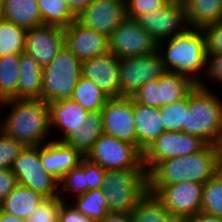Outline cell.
<instances>
[{
	"label": "cell",
	"mask_w": 222,
	"mask_h": 222,
	"mask_svg": "<svg viewBox=\"0 0 222 222\" xmlns=\"http://www.w3.org/2000/svg\"><path fill=\"white\" fill-rule=\"evenodd\" d=\"M8 108L6 118L0 117V130L25 146L42 145L51 138L49 104L40 99H9L0 102ZM1 115V114H0ZM2 120V121H1Z\"/></svg>",
	"instance_id": "obj_1"
},
{
	"label": "cell",
	"mask_w": 222,
	"mask_h": 222,
	"mask_svg": "<svg viewBox=\"0 0 222 222\" xmlns=\"http://www.w3.org/2000/svg\"><path fill=\"white\" fill-rule=\"evenodd\" d=\"M165 42L167 45H163ZM157 50L166 70L187 76L201 87L206 86L207 80L202 74L206 73V37L202 28L189 27L186 31L159 42Z\"/></svg>",
	"instance_id": "obj_2"
},
{
	"label": "cell",
	"mask_w": 222,
	"mask_h": 222,
	"mask_svg": "<svg viewBox=\"0 0 222 222\" xmlns=\"http://www.w3.org/2000/svg\"><path fill=\"white\" fill-rule=\"evenodd\" d=\"M221 167L214 144H207L197 153L158 162L148 172V185H173L189 181L205 184Z\"/></svg>",
	"instance_id": "obj_3"
},
{
	"label": "cell",
	"mask_w": 222,
	"mask_h": 222,
	"mask_svg": "<svg viewBox=\"0 0 222 222\" xmlns=\"http://www.w3.org/2000/svg\"><path fill=\"white\" fill-rule=\"evenodd\" d=\"M183 132L201 137L208 144H215L222 129V99L208 86L196 87L188 95Z\"/></svg>",
	"instance_id": "obj_4"
},
{
	"label": "cell",
	"mask_w": 222,
	"mask_h": 222,
	"mask_svg": "<svg viewBox=\"0 0 222 222\" xmlns=\"http://www.w3.org/2000/svg\"><path fill=\"white\" fill-rule=\"evenodd\" d=\"M102 189L108 212H131L148 192V173L144 168L105 170Z\"/></svg>",
	"instance_id": "obj_5"
},
{
	"label": "cell",
	"mask_w": 222,
	"mask_h": 222,
	"mask_svg": "<svg viewBox=\"0 0 222 222\" xmlns=\"http://www.w3.org/2000/svg\"><path fill=\"white\" fill-rule=\"evenodd\" d=\"M82 76V62L64 45L56 57L43 67L40 100L47 103L69 100Z\"/></svg>",
	"instance_id": "obj_6"
},
{
	"label": "cell",
	"mask_w": 222,
	"mask_h": 222,
	"mask_svg": "<svg viewBox=\"0 0 222 222\" xmlns=\"http://www.w3.org/2000/svg\"><path fill=\"white\" fill-rule=\"evenodd\" d=\"M18 185L32 189L45 198L59 197V180L46 172L40 159V145L26 146L11 168Z\"/></svg>",
	"instance_id": "obj_7"
},
{
	"label": "cell",
	"mask_w": 222,
	"mask_h": 222,
	"mask_svg": "<svg viewBox=\"0 0 222 222\" xmlns=\"http://www.w3.org/2000/svg\"><path fill=\"white\" fill-rule=\"evenodd\" d=\"M85 158L103 169L144 168L143 153L129 142L103 134Z\"/></svg>",
	"instance_id": "obj_8"
},
{
	"label": "cell",
	"mask_w": 222,
	"mask_h": 222,
	"mask_svg": "<svg viewBox=\"0 0 222 222\" xmlns=\"http://www.w3.org/2000/svg\"><path fill=\"white\" fill-rule=\"evenodd\" d=\"M203 185L184 181L173 185H148L162 205L174 216L186 222L201 212Z\"/></svg>",
	"instance_id": "obj_9"
},
{
	"label": "cell",
	"mask_w": 222,
	"mask_h": 222,
	"mask_svg": "<svg viewBox=\"0 0 222 222\" xmlns=\"http://www.w3.org/2000/svg\"><path fill=\"white\" fill-rule=\"evenodd\" d=\"M207 144L197 135L165 131L143 152V167L148 173L160 161L197 153Z\"/></svg>",
	"instance_id": "obj_10"
},
{
	"label": "cell",
	"mask_w": 222,
	"mask_h": 222,
	"mask_svg": "<svg viewBox=\"0 0 222 222\" xmlns=\"http://www.w3.org/2000/svg\"><path fill=\"white\" fill-rule=\"evenodd\" d=\"M167 70L157 51L119 59L120 97H132L146 83L159 79Z\"/></svg>",
	"instance_id": "obj_11"
},
{
	"label": "cell",
	"mask_w": 222,
	"mask_h": 222,
	"mask_svg": "<svg viewBox=\"0 0 222 222\" xmlns=\"http://www.w3.org/2000/svg\"><path fill=\"white\" fill-rule=\"evenodd\" d=\"M135 20L157 43L172 38L189 28L183 0L169 1L164 7L141 14Z\"/></svg>",
	"instance_id": "obj_12"
},
{
	"label": "cell",
	"mask_w": 222,
	"mask_h": 222,
	"mask_svg": "<svg viewBox=\"0 0 222 222\" xmlns=\"http://www.w3.org/2000/svg\"><path fill=\"white\" fill-rule=\"evenodd\" d=\"M109 52L120 58L136 57L157 51V41L135 20L126 18L111 33Z\"/></svg>",
	"instance_id": "obj_13"
},
{
	"label": "cell",
	"mask_w": 222,
	"mask_h": 222,
	"mask_svg": "<svg viewBox=\"0 0 222 222\" xmlns=\"http://www.w3.org/2000/svg\"><path fill=\"white\" fill-rule=\"evenodd\" d=\"M104 134L137 147L132 97H112L101 110Z\"/></svg>",
	"instance_id": "obj_14"
},
{
	"label": "cell",
	"mask_w": 222,
	"mask_h": 222,
	"mask_svg": "<svg viewBox=\"0 0 222 222\" xmlns=\"http://www.w3.org/2000/svg\"><path fill=\"white\" fill-rule=\"evenodd\" d=\"M64 45V28L43 24L27 29L24 53L43 68L56 57Z\"/></svg>",
	"instance_id": "obj_15"
},
{
	"label": "cell",
	"mask_w": 222,
	"mask_h": 222,
	"mask_svg": "<svg viewBox=\"0 0 222 222\" xmlns=\"http://www.w3.org/2000/svg\"><path fill=\"white\" fill-rule=\"evenodd\" d=\"M126 18V2L93 0L78 16L77 21L83 26L109 37Z\"/></svg>",
	"instance_id": "obj_16"
},
{
	"label": "cell",
	"mask_w": 222,
	"mask_h": 222,
	"mask_svg": "<svg viewBox=\"0 0 222 222\" xmlns=\"http://www.w3.org/2000/svg\"><path fill=\"white\" fill-rule=\"evenodd\" d=\"M65 45L81 61L109 52V39L105 34L87 28L77 20L64 29Z\"/></svg>",
	"instance_id": "obj_17"
},
{
	"label": "cell",
	"mask_w": 222,
	"mask_h": 222,
	"mask_svg": "<svg viewBox=\"0 0 222 222\" xmlns=\"http://www.w3.org/2000/svg\"><path fill=\"white\" fill-rule=\"evenodd\" d=\"M82 76L109 98L120 97L119 58L111 52L82 62Z\"/></svg>",
	"instance_id": "obj_18"
},
{
	"label": "cell",
	"mask_w": 222,
	"mask_h": 222,
	"mask_svg": "<svg viewBox=\"0 0 222 222\" xmlns=\"http://www.w3.org/2000/svg\"><path fill=\"white\" fill-rule=\"evenodd\" d=\"M84 157L78 150L63 141L51 139L40 145V159L44 169L58 180L79 165Z\"/></svg>",
	"instance_id": "obj_19"
},
{
	"label": "cell",
	"mask_w": 222,
	"mask_h": 222,
	"mask_svg": "<svg viewBox=\"0 0 222 222\" xmlns=\"http://www.w3.org/2000/svg\"><path fill=\"white\" fill-rule=\"evenodd\" d=\"M48 104L51 132L53 133L56 127L62 130L60 138L52 140L62 141L71 131L81 129L87 119L88 111L72 99L53 101Z\"/></svg>",
	"instance_id": "obj_20"
},
{
	"label": "cell",
	"mask_w": 222,
	"mask_h": 222,
	"mask_svg": "<svg viewBox=\"0 0 222 222\" xmlns=\"http://www.w3.org/2000/svg\"><path fill=\"white\" fill-rule=\"evenodd\" d=\"M134 123L137 136V148L143 153L145 149L163 132L160 109L139 104L133 100Z\"/></svg>",
	"instance_id": "obj_21"
},
{
	"label": "cell",
	"mask_w": 222,
	"mask_h": 222,
	"mask_svg": "<svg viewBox=\"0 0 222 222\" xmlns=\"http://www.w3.org/2000/svg\"><path fill=\"white\" fill-rule=\"evenodd\" d=\"M19 73L16 99H40L43 68L31 56L21 53L19 57Z\"/></svg>",
	"instance_id": "obj_22"
},
{
	"label": "cell",
	"mask_w": 222,
	"mask_h": 222,
	"mask_svg": "<svg viewBox=\"0 0 222 222\" xmlns=\"http://www.w3.org/2000/svg\"><path fill=\"white\" fill-rule=\"evenodd\" d=\"M104 134L101 111L87 112V119L81 129L71 131L62 141L74 147L83 156L90 151L95 142Z\"/></svg>",
	"instance_id": "obj_23"
},
{
	"label": "cell",
	"mask_w": 222,
	"mask_h": 222,
	"mask_svg": "<svg viewBox=\"0 0 222 222\" xmlns=\"http://www.w3.org/2000/svg\"><path fill=\"white\" fill-rule=\"evenodd\" d=\"M45 199L40 193L17 185L10 194L0 202V210L26 220L31 212Z\"/></svg>",
	"instance_id": "obj_24"
},
{
	"label": "cell",
	"mask_w": 222,
	"mask_h": 222,
	"mask_svg": "<svg viewBox=\"0 0 222 222\" xmlns=\"http://www.w3.org/2000/svg\"><path fill=\"white\" fill-rule=\"evenodd\" d=\"M2 18L25 29L43 25L37 0H4Z\"/></svg>",
	"instance_id": "obj_25"
},
{
	"label": "cell",
	"mask_w": 222,
	"mask_h": 222,
	"mask_svg": "<svg viewBox=\"0 0 222 222\" xmlns=\"http://www.w3.org/2000/svg\"><path fill=\"white\" fill-rule=\"evenodd\" d=\"M189 27L203 28L222 19V0H183Z\"/></svg>",
	"instance_id": "obj_26"
},
{
	"label": "cell",
	"mask_w": 222,
	"mask_h": 222,
	"mask_svg": "<svg viewBox=\"0 0 222 222\" xmlns=\"http://www.w3.org/2000/svg\"><path fill=\"white\" fill-rule=\"evenodd\" d=\"M132 222H184L171 214L154 193L147 192L131 211Z\"/></svg>",
	"instance_id": "obj_27"
},
{
	"label": "cell",
	"mask_w": 222,
	"mask_h": 222,
	"mask_svg": "<svg viewBox=\"0 0 222 222\" xmlns=\"http://www.w3.org/2000/svg\"><path fill=\"white\" fill-rule=\"evenodd\" d=\"M196 85L187 76L167 70L159 78L160 108L187 97Z\"/></svg>",
	"instance_id": "obj_28"
},
{
	"label": "cell",
	"mask_w": 222,
	"mask_h": 222,
	"mask_svg": "<svg viewBox=\"0 0 222 222\" xmlns=\"http://www.w3.org/2000/svg\"><path fill=\"white\" fill-rule=\"evenodd\" d=\"M109 97L91 80L81 76L73 90L72 100L88 112H99Z\"/></svg>",
	"instance_id": "obj_29"
},
{
	"label": "cell",
	"mask_w": 222,
	"mask_h": 222,
	"mask_svg": "<svg viewBox=\"0 0 222 222\" xmlns=\"http://www.w3.org/2000/svg\"><path fill=\"white\" fill-rule=\"evenodd\" d=\"M20 54L0 57V102L16 99Z\"/></svg>",
	"instance_id": "obj_30"
},
{
	"label": "cell",
	"mask_w": 222,
	"mask_h": 222,
	"mask_svg": "<svg viewBox=\"0 0 222 222\" xmlns=\"http://www.w3.org/2000/svg\"><path fill=\"white\" fill-rule=\"evenodd\" d=\"M72 199L73 207L95 222L103 219L108 213V204L102 188L86 191Z\"/></svg>",
	"instance_id": "obj_31"
},
{
	"label": "cell",
	"mask_w": 222,
	"mask_h": 222,
	"mask_svg": "<svg viewBox=\"0 0 222 222\" xmlns=\"http://www.w3.org/2000/svg\"><path fill=\"white\" fill-rule=\"evenodd\" d=\"M26 31L24 27L0 18V57L24 53Z\"/></svg>",
	"instance_id": "obj_32"
},
{
	"label": "cell",
	"mask_w": 222,
	"mask_h": 222,
	"mask_svg": "<svg viewBox=\"0 0 222 222\" xmlns=\"http://www.w3.org/2000/svg\"><path fill=\"white\" fill-rule=\"evenodd\" d=\"M43 24L66 28L77 18L66 0H37Z\"/></svg>",
	"instance_id": "obj_33"
},
{
	"label": "cell",
	"mask_w": 222,
	"mask_h": 222,
	"mask_svg": "<svg viewBox=\"0 0 222 222\" xmlns=\"http://www.w3.org/2000/svg\"><path fill=\"white\" fill-rule=\"evenodd\" d=\"M201 212L222 218V169L203 185Z\"/></svg>",
	"instance_id": "obj_34"
},
{
	"label": "cell",
	"mask_w": 222,
	"mask_h": 222,
	"mask_svg": "<svg viewBox=\"0 0 222 222\" xmlns=\"http://www.w3.org/2000/svg\"><path fill=\"white\" fill-rule=\"evenodd\" d=\"M88 191V185L85 180V157L81 163L65 173L59 180V197L63 201H68L67 198H73ZM65 195H64V194ZM70 194V195H69ZM72 195V196H71Z\"/></svg>",
	"instance_id": "obj_35"
},
{
	"label": "cell",
	"mask_w": 222,
	"mask_h": 222,
	"mask_svg": "<svg viewBox=\"0 0 222 222\" xmlns=\"http://www.w3.org/2000/svg\"><path fill=\"white\" fill-rule=\"evenodd\" d=\"M160 119L165 131H183L186 111H188V96L178 102L162 106Z\"/></svg>",
	"instance_id": "obj_36"
},
{
	"label": "cell",
	"mask_w": 222,
	"mask_h": 222,
	"mask_svg": "<svg viewBox=\"0 0 222 222\" xmlns=\"http://www.w3.org/2000/svg\"><path fill=\"white\" fill-rule=\"evenodd\" d=\"M62 202L63 200L60 197L45 198L31 212L26 222H56Z\"/></svg>",
	"instance_id": "obj_37"
},
{
	"label": "cell",
	"mask_w": 222,
	"mask_h": 222,
	"mask_svg": "<svg viewBox=\"0 0 222 222\" xmlns=\"http://www.w3.org/2000/svg\"><path fill=\"white\" fill-rule=\"evenodd\" d=\"M26 146L0 130V169H11L14 160Z\"/></svg>",
	"instance_id": "obj_38"
},
{
	"label": "cell",
	"mask_w": 222,
	"mask_h": 222,
	"mask_svg": "<svg viewBox=\"0 0 222 222\" xmlns=\"http://www.w3.org/2000/svg\"><path fill=\"white\" fill-rule=\"evenodd\" d=\"M132 99L139 104L160 108L159 79L150 81L140 87L133 94Z\"/></svg>",
	"instance_id": "obj_39"
},
{
	"label": "cell",
	"mask_w": 222,
	"mask_h": 222,
	"mask_svg": "<svg viewBox=\"0 0 222 222\" xmlns=\"http://www.w3.org/2000/svg\"><path fill=\"white\" fill-rule=\"evenodd\" d=\"M168 2V0H127L126 15L130 19H136L141 14L164 7Z\"/></svg>",
	"instance_id": "obj_40"
},
{
	"label": "cell",
	"mask_w": 222,
	"mask_h": 222,
	"mask_svg": "<svg viewBox=\"0 0 222 222\" xmlns=\"http://www.w3.org/2000/svg\"><path fill=\"white\" fill-rule=\"evenodd\" d=\"M202 29L206 37L207 55L222 54V19Z\"/></svg>",
	"instance_id": "obj_41"
},
{
	"label": "cell",
	"mask_w": 222,
	"mask_h": 222,
	"mask_svg": "<svg viewBox=\"0 0 222 222\" xmlns=\"http://www.w3.org/2000/svg\"><path fill=\"white\" fill-rule=\"evenodd\" d=\"M104 177L105 169L85 158V180L88 185V191L102 188Z\"/></svg>",
	"instance_id": "obj_42"
},
{
	"label": "cell",
	"mask_w": 222,
	"mask_h": 222,
	"mask_svg": "<svg viewBox=\"0 0 222 222\" xmlns=\"http://www.w3.org/2000/svg\"><path fill=\"white\" fill-rule=\"evenodd\" d=\"M204 77L222 85V54L207 55Z\"/></svg>",
	"instance_id": "obj_43"
},
{
	"label": "cell",
	"mask_w": 222,
	"mask_h": 222,
	"mask_svg": "<svg viewBox=\"0 0 222 222\" xmlns=\"http://www.w3.org/2000/svg\"><path fill=\"white\" fill-rule=\"evenodd\" d=\"M69 201H63L59 212H58V220L60 222H95L91 218H88L84 214L77 211L73 205L68 203Z\"/></svg>",
	"instance_id": "obj_44"
},
{
	"label": "cell",
	"mask_w": 222,
	"mask_h": 222,
	"mask_svg": "<svg viewBox=\"0 0 222 222\" xmlns=\"http://www.w3.org/2000/svg\"><path fill=\"white\" fill-rule=\"evenodd\" d=\"M18 185L17 177L11 169H0V202Z\"/></svg>",
	"instance_id": "obj_45"
},
{
	"label": "cell",
	"mask_w": 222,
	"mask_h": 222,
	"mask_svg": "<svg viewBox=\"0 0 222 222\" xmlns=\"http://www.w3.org/2000/svg\"><path fill=\"white\" fill-rule=\"evenodd\" d=\"M97 222H132L131 212H108L107 215Z\"/></svg>",
	"instance_id": "obj_46"
},
{
	"label": "cell",
	"mask_w": 222,
	"mask_h": 222,
	"mask_svg": "<svg viewBox=\"0 0 222 222\" xmlns=\"http://www.w3.org/2000/svg\"><path fill=\"white\" fill-rule=\"evenodd\" d=\"M93 0H66L69 9L72 14L78 18V16L91 4Z\"/></svg>",
	"instance_id": "obj_47"
},
{
	"label": "cell",
	"mask_w": 222,
	"mask_h": 222,
	"mask_svg": "<svg viewBox=\"0 0 222 222\" xmlns=\"http://www.w3.org/2000/svg\"><path fill=\"white\" fill-rule=\"evenodd\" d=\"M186 222H222V218L199 212L190 217Z\"/></svg>",
	"instance_id": "obj_48"
},
{
	"label": "cell",
	"mask_w": 222,
	"mask_h": 222,
	"mask_svg": "<svg viewBox=\"0 0 222 222\" xmlns=\"http://www.w3.org/2000/svg\"><path fill=\"white\" fill-rule=\"evenodd\" d=\"M0 222H26V220L0 210Z\"/></svg>",
	"instance_id": "obj_49"
},
{
	"label": "cell",
	"mask_w": 222,
	"mask_h": 222,
	"mask_svg": "<svg viewBox=\"0 0 222 222\" xmlns=\"http://www.w3.org/2000/svg\"><path fill=\"white\" fill-rule=\"evenodd\" d=\"M217 152L218 163L222 169V129L219 132L216 143L214 144Z\"/></svg>",
	"instance_id": "obj_50"
},
{
	"label": "cell",
	"mask_w": 222,
	"mask_h": 222,
	"mask_svg": "<svg viewBox=\"0 0 222 222\" xmlns=\"http://www.w3.org/2000/svg\"><path fill=\"white\" fill-rule=\"evenodd\" d=\"M4 0H0V18L3 16Z\"/></svg>",
	"instance_id": "obj_51"
}]
</instances>
